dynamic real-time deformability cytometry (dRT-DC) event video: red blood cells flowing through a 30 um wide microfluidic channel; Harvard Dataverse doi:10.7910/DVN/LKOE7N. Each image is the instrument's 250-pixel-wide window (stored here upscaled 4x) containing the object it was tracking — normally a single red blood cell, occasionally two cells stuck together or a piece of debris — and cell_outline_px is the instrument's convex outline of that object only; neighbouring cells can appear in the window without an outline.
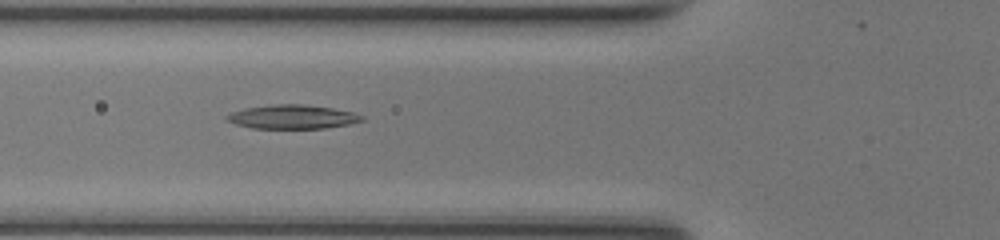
{"species": "common noctule bat (a hibernating species)", "species_latin": "Nyctalus noctula", "temperature_condition": "room temperature", "stored_images_in_passage": 34, "segment_of_instrument_passage": [1, 2], "camera_frame_rate_fps": 3000, "um_per_image_px": 0.085, "animal": {"sex": "female", "body_mass_g": 17.0, "forearm_length_mm": 48.0}, "frame": {"image": 1, "passage_image": 4, "time_ms": 1.0, "image_size_px": [1000, 240], "cell_outline_px": [[364, 120], [348, 124], [324, 128], [252, 128], [236, 124], [224, 120], [224, 116], [232, 112], [244, 108], [276, 104], [304, 104], [332, 108], [352, 112], [364, 116]], "centroid_in_image_um": [24.82, 9.93], "position_along_channel_um": 101.0, "area_um2": 18.79}}
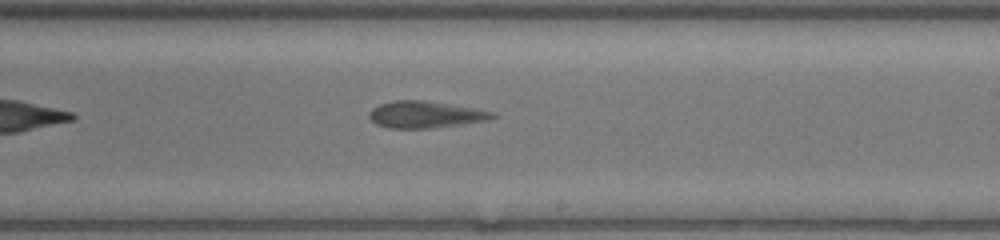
{"frame": {"image": 2, "passage_image": 15, "time_ms": 4.667, "image_size_px": [1000, 240], "cell_outline_px": [[496, 116], [488, 120], [432, 128], [388, 128], [376, 124], [368, 116], [372, 108], [380, 104], [396, 100], [424, 100], [476, 108], [496, 112]], "centroid_in_image_um": [36.16, 9.73], "position_along_channel_um": 252.8, "area_um2": 19.19}}
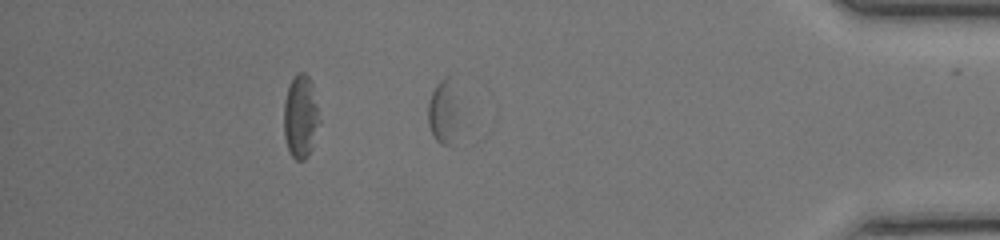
{"frame": {"image": 3, "passage_image": 28, "time_ms": 9.0, "image_size_px": [1000, 240], "cell_outline_px": [[456, 116], [448, 144], [440, 144], [432, 136], [428, 124], [428, 100], [436, 84], [440, 80], [448, 76], [456, 96]], "centroid_in_image_um": [37.58, 9.43], "position_along_channel_um": 397.6, "area_um2": 10.52}}